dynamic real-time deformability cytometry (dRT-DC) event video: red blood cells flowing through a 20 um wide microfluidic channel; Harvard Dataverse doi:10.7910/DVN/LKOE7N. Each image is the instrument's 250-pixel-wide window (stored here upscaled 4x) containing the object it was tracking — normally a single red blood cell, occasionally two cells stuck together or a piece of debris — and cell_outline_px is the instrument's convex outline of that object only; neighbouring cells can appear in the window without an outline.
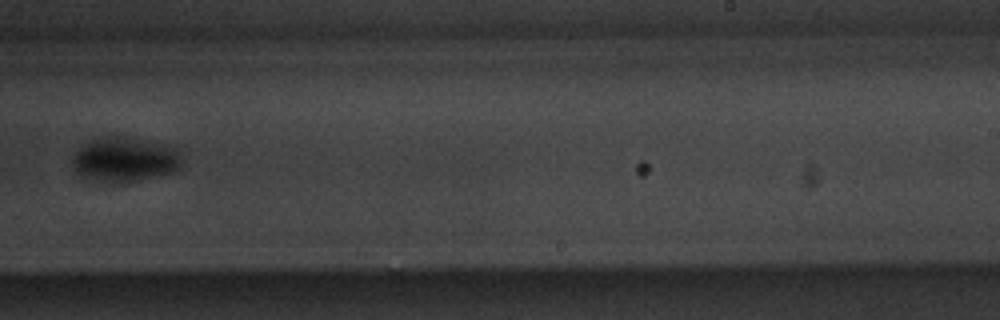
{"species": "common noctule bat (a hibernating species)", "species_latin": "Nyctalus noctula", "temperature_condition": "warm", "stored_images_in_passage": 8, "camera_frame_rate_fps": 3000, "um_per_image_px": 0.085, "animal": {"sex": "male", "body_mass_g": 20.1, "forearm_length_mm": 53.5}, "frame": {"image": 1, "passage_image": 8, "time_ms": 8.333, "image_size_px": [1000, 320], "cell_outline_px": [[180, 168], [172, 172], [120, 184], [108, 184], [84, 176], [76, 172], [72, 164], [72, 156], [88, 140], [104, 136], [128, 136], [168, 144], [176, 148], [180, 152]], "centroid_in_image_um": [10.6, 13.54], "position_along_channel_um": 278.4, "area_um2": 28.9}}